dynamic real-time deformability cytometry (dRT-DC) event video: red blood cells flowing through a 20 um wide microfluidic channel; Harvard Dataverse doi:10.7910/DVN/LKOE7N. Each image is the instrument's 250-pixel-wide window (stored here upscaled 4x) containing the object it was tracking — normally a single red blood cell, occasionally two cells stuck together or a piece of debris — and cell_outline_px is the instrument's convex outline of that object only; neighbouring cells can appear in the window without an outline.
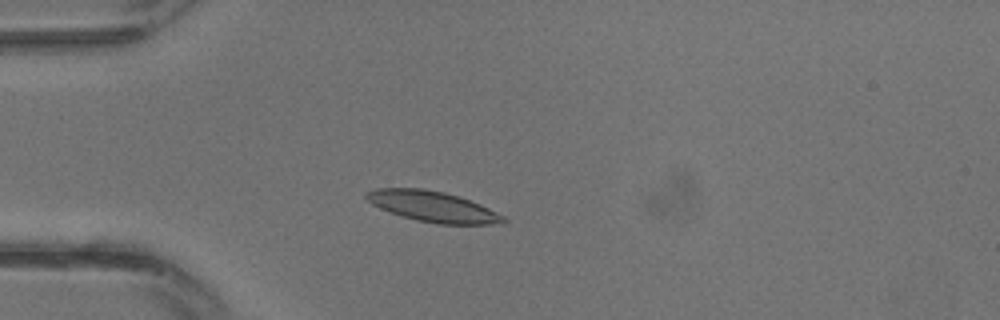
{"species": "common noctule bat (a hibernating species)", "species_latin": "Nyctalus noctula", "temperature_condition": "warm", "stored_images_in_passage": 12, "camera_frame_rate_fps": 3000, "um_per_image_px": 0.085, "animal": {"sex": "male", "body_mass_g": 13.3}, "frame": {"image": 1, "passage_image": 7, "time_ms": 2.0, "image_size_px": [1000, 320], "cell_outline_px": [[508, 220], [504, 224], [440, 224], [416, 220], [380, 208], [372, 204], [364, 196], [364, 192], [376, 188], [424, 188], [444, 192], [460, 196], [480, 204], [504, 216]], "centroid_in_image_um": [36.8, 17.55], "position_along_channel_um": 48.2, "area_um2": 24.45}}
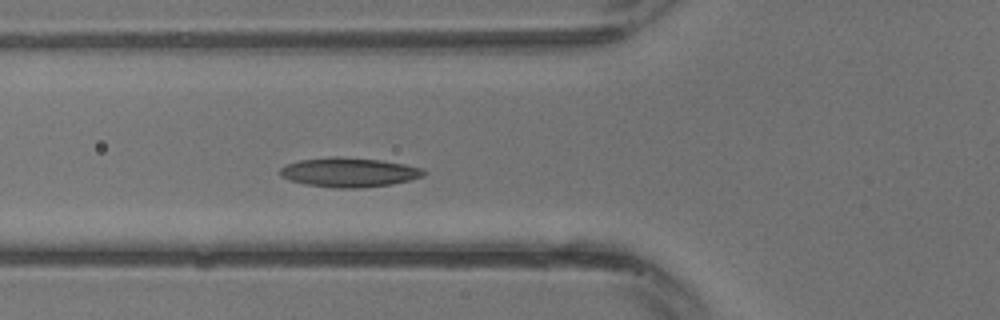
{"frame": {"image": 2, "passage_image": 10, "time_ms": 3.0, "image_size_px": [1000, 320], "cell_outline_px": [[428, 172], [424, 176], [412, 180], [388, 184], [360, 188], [336, 188], [304, 184], [288, 180], [280, 176], [280, 168], [288, 164], [300, 160], [332, 156], [340, 156], [380, 160], [404, 164], [424, 168]], "centroid_in_image_um": [29.69, 14.64], "position_along_channel_um": 96.1, "area_um2": 24.74}}
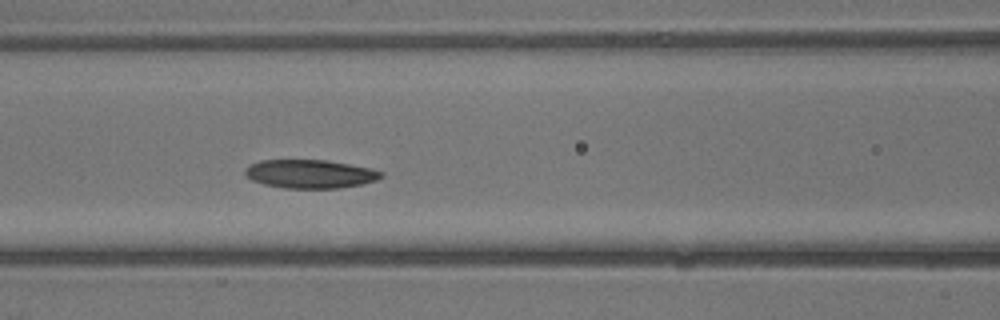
{"frame": {"image": 3, "passage_image": 12, "time_ms": 3.667, "image_size_px": [1000, 320], "cell_outline_px": [[384, 176], [376, 180], [360, 184], [340, 188], [284, 188], [264, 184], [252, 180], [244, 176], [244, 168], [248, 164], [260, 160], [328, 160], [372, 168], [384, 172]], "centroid_in_image_um": [26.33, 14.77], "position_along_channel_um": 140.3, "area_um2": 22.89}}